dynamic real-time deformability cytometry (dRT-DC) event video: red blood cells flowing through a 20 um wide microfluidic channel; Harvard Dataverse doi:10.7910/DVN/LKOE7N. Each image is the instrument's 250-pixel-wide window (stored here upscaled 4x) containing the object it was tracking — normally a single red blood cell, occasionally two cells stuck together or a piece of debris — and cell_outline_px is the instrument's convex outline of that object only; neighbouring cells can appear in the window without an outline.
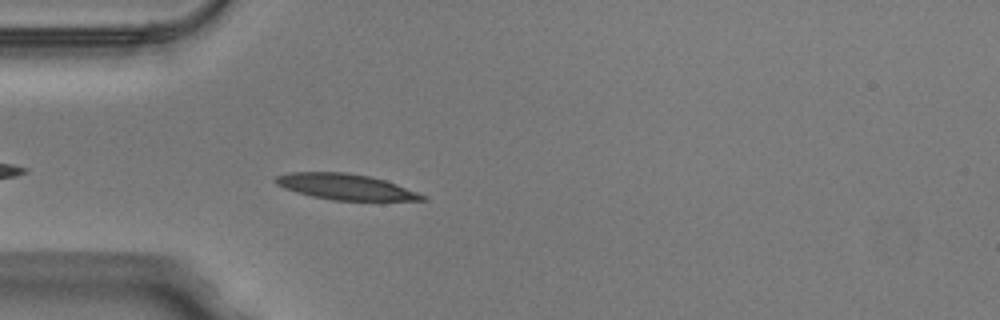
{"species": "Egyptian fruit bat (a non-hibernating species)", "species_latin": "Rousettus aegyptiacus", "temperature_condition": "warm", "stored_images_in_passage": 31, "camera_frame_rate_fps": 3000, "um_per_image_px": 0.085, "animal": {"sex": "male"}, "frame": {"image": 1, "passage_image": 4, "time_ms": 1.0, "image_size_px": [1000, 320], "cell_outline_px": [[428, 200], [332, 200], [312, 196], [296, 192], [284, 188], [276, 184], [272, 180], [276, 176], [288, 172], [344, 172], [368, 176], [384, 180], [396, 184], [428, 196]], "centroid_in_image_um": [29.34, 15.87], "position_along_channel_um": 55.7, "area_um2": 21.96}}
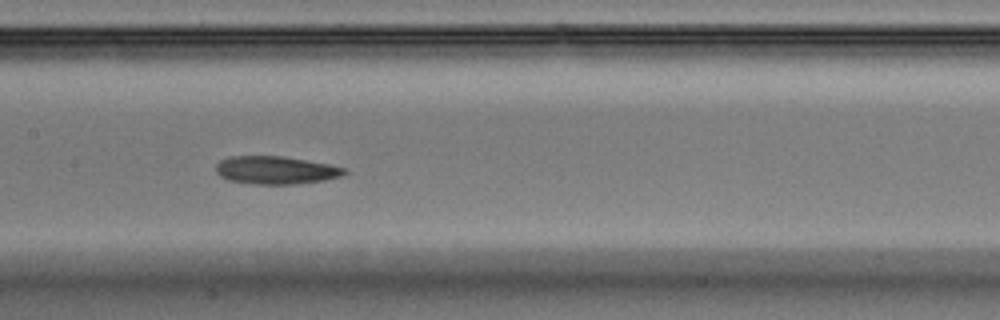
{"frame": {"image": 2, "passage_image": 14, "time_ms": 4.333, "image_size_px": [1000, 320], "cell_outline_px": [[348, 172], [340, 176], [324, 180], [296, 184], [256, 184], [228, 180], [220, 176], [216, 172], [216, 164], [220, 160], [228, 156], [280, 156], [328, 164], [344, 168]], "centroid_in_image_um": [23.4, 14.46], "position_along_channel_um": 184.0, "area_um2": 20.75}}
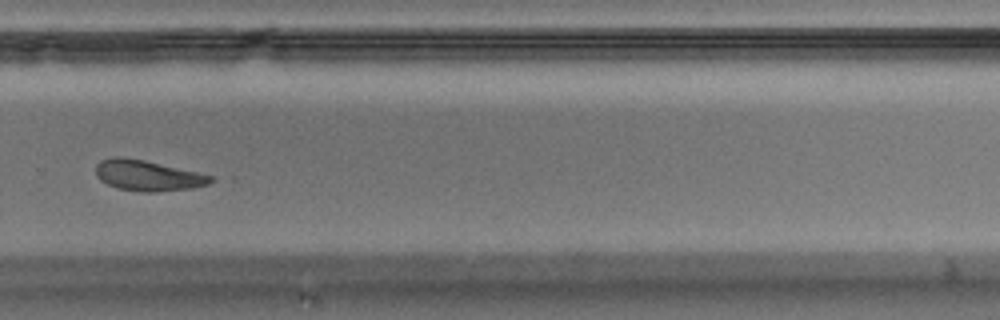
{"frame": {"image": 3, "passage_image": 24, "time_ms": 7.667, "image_size_px": [1000, 320], "cell_outline_px": [[212, 180], [208, 184], [192, 188], [152, 192], [144, 192], [116, 188], [100, 180], [96, 176], [96, 164], [100, 160], [112, 156], [120, 156], [144, 160], [196, 172], [212, 176]], "centroid_in_image_um": [12.49, 14.91], "position_along_channel_um": 317.3, "area_um2": 20.35}, "authors_computed_cell_mechanics": {"area_um2": 21.2126, "velocity_mm_per_s": 4.01, "shape_relaxation_time_tau1_ms": 5.9188, "shape_relaxation_time_tau2_ms": 5.3348, "deformation_change_tau1": 0.155, "deformation_change_tau2": 0.1364}}